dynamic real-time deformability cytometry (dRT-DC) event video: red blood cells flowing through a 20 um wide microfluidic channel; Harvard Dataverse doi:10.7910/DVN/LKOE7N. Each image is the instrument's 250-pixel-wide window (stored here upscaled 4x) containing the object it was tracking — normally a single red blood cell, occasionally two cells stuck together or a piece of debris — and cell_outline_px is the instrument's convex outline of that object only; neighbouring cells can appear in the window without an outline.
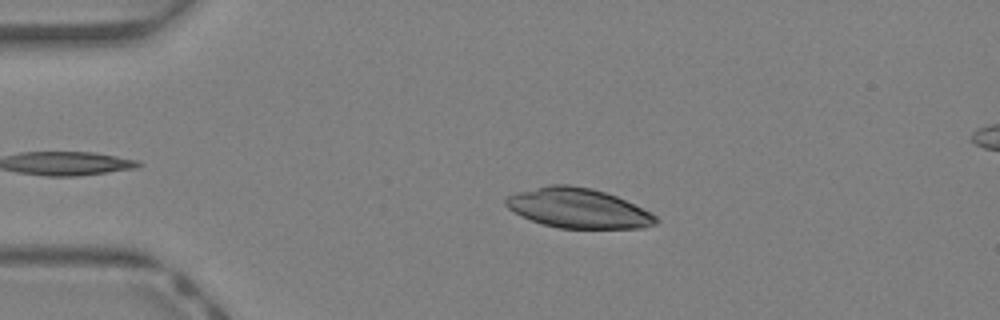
{"species": "Egyptian fruit bat (a non-hibernating species)", "species_latin": "Rousettus aegyptiacus", "temperature_condition": "warm", "stored_images_in_passage": 38, "segment_of_instrument_passage": [1, 2], "camera_frame_rate_fps": 3000, "um_per_image_px": 0.085, "animal": {"sex": "female"}, "frame": {"image": 1, "passage_image": 9, "time_ms": 2.667, "image_size_px": [1000, 320], "cell_outline_px": [[660, 220], [656, 224], [640, 228], [560, 228], [544, 224], [532, 220], [508, 208], [504, 204], [504, 200], [508, 196], [516, 192], [552, 184], [568, 184], [592, 188], [616, 196], [656, 216]], "centroid_in_image_um": [49.13, 17.69], "position_along_channel_um": 35.9, "area_um2": 34.28}}
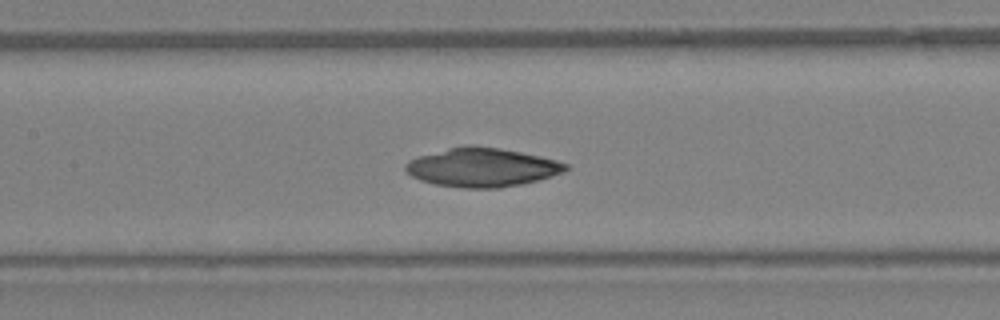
{"frame": {"image": 2, "passage_image": 20, "time_ms": 6.333, "image_size_px": [1000, 320], "cell_outline_px": [[568, 168], [564, 172], [536, 180], [520, 184], [496, 188], [464, 188], [436, 184], [420, 180], [412, 176], [404, 168], [404, 164], [408, 160], [420, 156], [448, 148], [468, 144], [500, 148], [540, 156], [556, 160], [568, 164]], "centroid_in_image_um": [40.95, 14.22], "position_along_channel_um": 166.4, "area_um2": 35.95}}
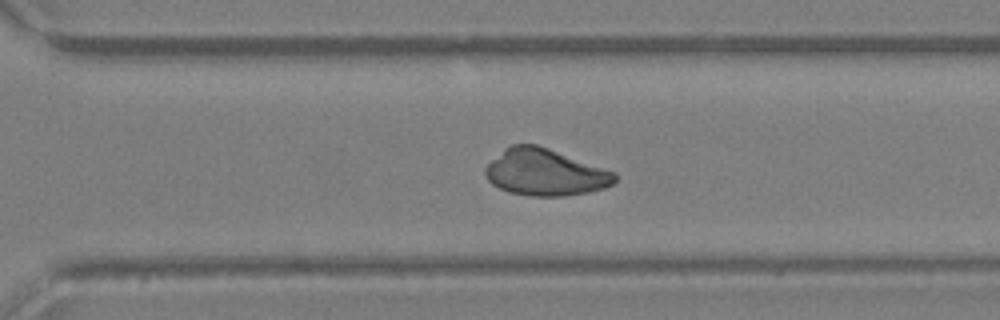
{"frame": {"image": 3, "passage_image": 30, "time_ms": 9.667, "image_size_px": [1000, 320], "cell_outline_px": [[616, 180], [612, 184], [604, 188], [592, 192], [564, 196], [528, 196], [508, 192], [492, 184], [488, 180], [484, 172], [484, 168], [504, 148], [512, 144], [536, 144], [548, 148], [616, 172]], "centroid_in_image_um": [46.33, 14.66], "position_along_channel_um": 324.3, "area_um2": 35.32}}